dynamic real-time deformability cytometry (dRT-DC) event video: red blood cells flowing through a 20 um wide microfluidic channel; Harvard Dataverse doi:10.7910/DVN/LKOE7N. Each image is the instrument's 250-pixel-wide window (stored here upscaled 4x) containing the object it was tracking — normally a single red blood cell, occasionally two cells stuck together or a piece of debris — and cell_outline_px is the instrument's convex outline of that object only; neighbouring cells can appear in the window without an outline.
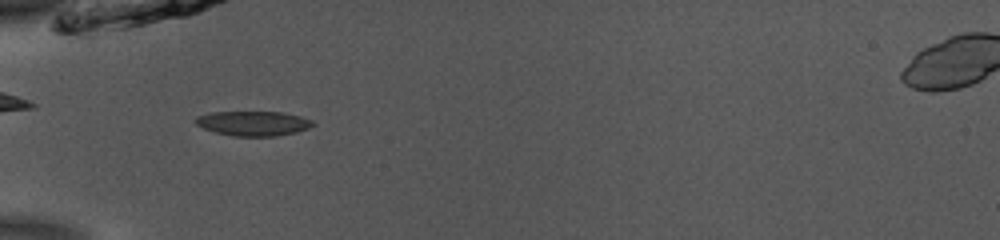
{"species": "common noctule bat (a hibernating species)", "species_latin": "Nyctalus noctula", "temperature_condition": "room temperature", "stored_images_in_passage": 36, "camera_frame_rate_fps": 3000, "um_per_image_px": 0.085, "animal": {"sex": "male", "body_mass_g": 13.0, "forearm_length_mm": 53.1}, "frame": {"image": 1, "passage_image": 1, "time_ms": 0.0, "image_size_px": [1000, 240], "cell_outline_px": [[316, 124], [308, 128], [296, 132], [276, 136], [236, 136], [216, 132], [204, 128], [196, 124], [196, 116], [212, 112], [280, 112], [300, 116], [312, 120]], "centroid_in_image_um": [21.55, 10.48], "position_along_channel_um": 63.5, "area_um2": 16.7}}
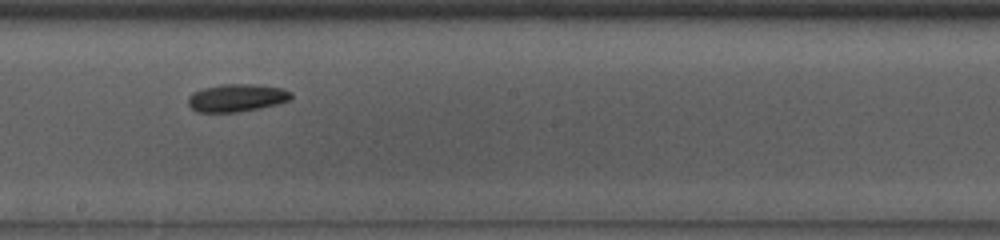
{"frame": {"image": 2, "passage_image": 14, "time_ms": 4.333, "image_size_px": [1000, 240], "cell_outline_px": [[292, 96], [288, 100], [276, 104], [260, 108], [240, 112], [196, 112], [188, 104], [188, 96], [192, 92], [204, 88], [220, 84], [252, 84], [284, 88], [292, 92]], "centroid_in_image_um": [20.11, 8.31], "position_along_channel_um": 228.1, "area_um2": 16.7}}
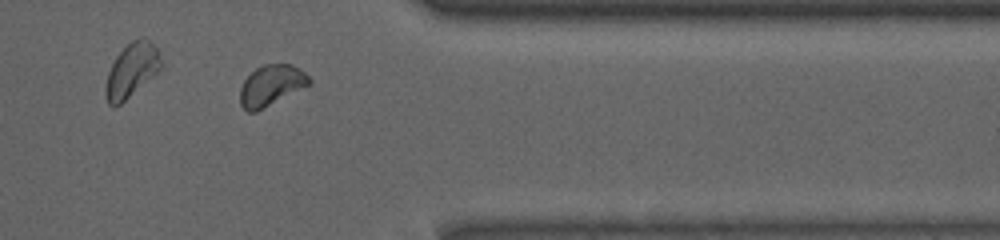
{"frame": {"image": 3, "passage_image": 27, "time_ms": 8.667, "image_size_px": [1000, 240], "cell_outline_px": [[312, 84], [256, 112], [248, 112], [240, 104], [240, 88], [244, 80], [256, 68], [264, 64], [292, 64], [304, 72], [312, 80]], "centroid_in_image_um": [23.07, 7.26], "position_along_channel_um": 388.3, "area_um2": 16.47}, "authors_computed_cell_mechanics": {"area_um2": 16.6464, "velocity_mm_per_s": 3.856, "shape_relaxation_time_tau1_ms": 3.0566, "shape_relaxation_time_tau2_ms": null, "deformation_change_tau1": 0.0771, "deformation_change_tau2": null}}